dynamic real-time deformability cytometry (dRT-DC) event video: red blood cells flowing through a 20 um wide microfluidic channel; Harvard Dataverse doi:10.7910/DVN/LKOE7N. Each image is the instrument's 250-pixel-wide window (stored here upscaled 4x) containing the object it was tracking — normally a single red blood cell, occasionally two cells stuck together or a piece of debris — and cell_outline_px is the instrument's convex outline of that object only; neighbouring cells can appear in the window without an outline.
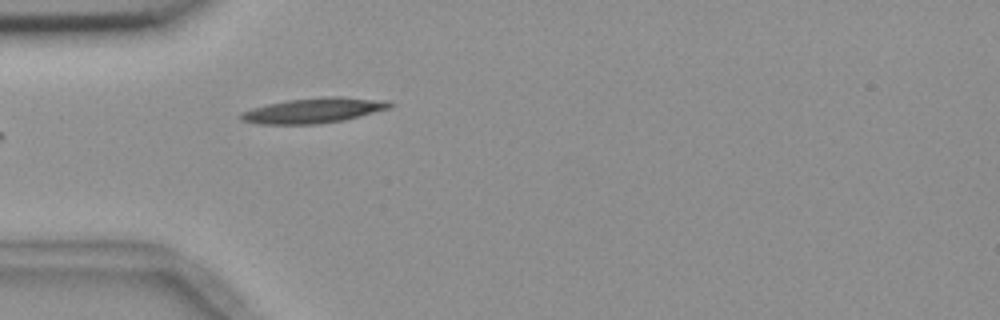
{"species": "common noctule bat (a hibernating species)", "species_latin": "Nyctalus noctula", "temperature_condition": "room temperature", "stored_images_in_passage": 1, "camera_frame_rate_fps": 3000, "um_per_image_px": 0.085, "animal": {"sex": "female", "body_mass_g": 18.4}, "frame": {"image": 1, "passage_image": 1, "time_ms": 0.0, "image_size_px": [1000, 320], "cell_outline_px": [[396, 104], [392, 108], [344, 120], [316, 124], [256, 124], [240, 120], [236, 116], [240, 112], [252, 108], [268, 104], [288, 100], [328, 96], [340, 96], [388, 100]], "centroid_in_image_um": [26.68, 9.38], "position_along_channel_um": 58.3, "area_um2": 22.2}}